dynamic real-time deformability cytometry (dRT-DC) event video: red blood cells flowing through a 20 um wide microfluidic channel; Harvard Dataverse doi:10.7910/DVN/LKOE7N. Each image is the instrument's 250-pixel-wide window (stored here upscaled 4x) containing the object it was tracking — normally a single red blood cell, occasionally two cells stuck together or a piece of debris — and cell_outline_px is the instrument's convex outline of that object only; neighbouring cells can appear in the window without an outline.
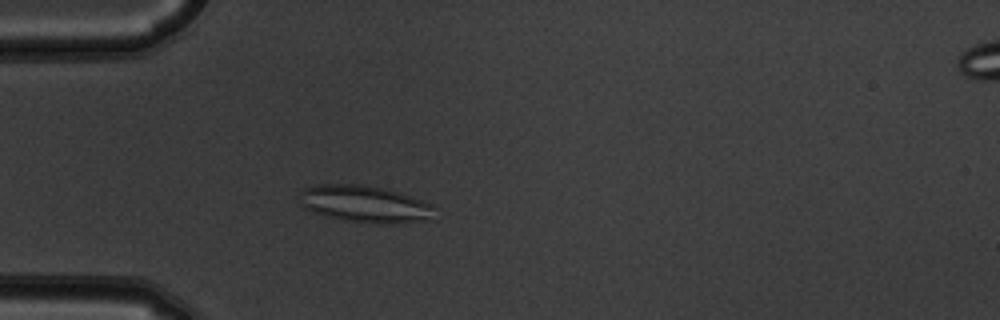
{"species": "common noctule bat (a hibernating species)", "species_latin": "Nyctalus noctula", "temperature_condition": "warm", "stored_images_in_passage": 4, "camera_frame_rate_fps": 3000, "um_per_image_px": 0.085, "animal": {"sex": "male", "body_mass_g": 19.5, "forearm_length_mm": 54.6}, "frame": {"image": 1, "passage_image": 4, "time_ms": 1.0, "image_size_px": [1000, 320], "cell_outline_px": [[432, 220], [392, 224], [376, 224], [344, 220], [312, 212], [304, 208], [300, 204], [300, 192], [304, 188], [316, 184], [360, 184], [380, 188], [396, 192], [432, 204]], "centroid_in_image_um": [30.96, 17.35], "position_along_channel_um": 54.0, "area_um2": 28.96}}